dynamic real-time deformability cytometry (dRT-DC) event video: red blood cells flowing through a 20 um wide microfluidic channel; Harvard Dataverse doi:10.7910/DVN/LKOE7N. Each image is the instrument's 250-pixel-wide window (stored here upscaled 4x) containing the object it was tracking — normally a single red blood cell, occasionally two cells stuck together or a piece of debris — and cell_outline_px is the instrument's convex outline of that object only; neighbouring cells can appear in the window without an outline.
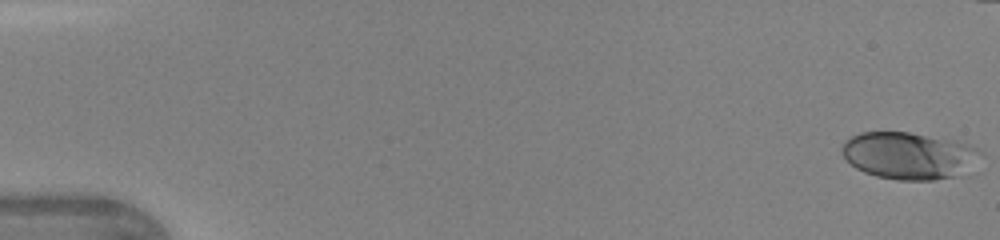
{"species": "human", "species_latin": "Homo sapiens", "temperature_condition": "warm", "stored_images_in_passage": 29, "camera_frame_rate_fps": 3000, "um_per_image_px": 0.085, "donor": {"sex": "female"}, "frame": {"image": 1, "passage_image": 1, "time_ms": 0.0, "image_size_px": [1000, 240], "cell_outline_px": [[984, 152], [952, 176], [932, 180], [896, 180], [876, 176], [864, 172], [856, 168], [844, 156], [844, 140], [860, 132], [908, 132], [952, 140], [976, 148]], "centroid_in_image_um": [77.15, 13.21], "position_along_channel_um": 7.9, "area_um2": 36.76}}
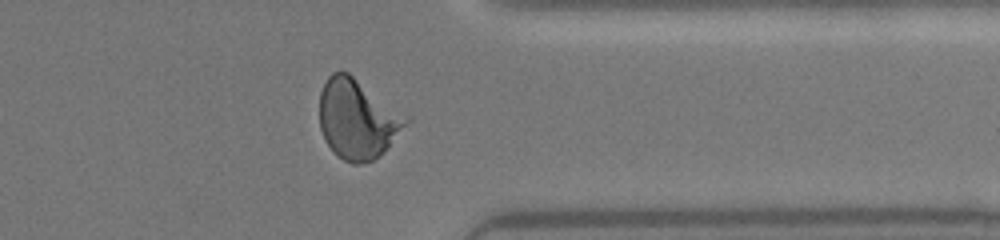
{"frame": {"image": 2, "passage_image": 28, "time_ms": 9.0, "image_size_px": [1000, 240], "cell_outline_px": [[412, 120], [384, 152], [380, 156], [372, 160], [360, 164], [352, 164], [344, 160], [328, 144], [320, 128], [320, 92], [328, 76], [332, 72], [348, 72], [408, 116]], "centroid_in_image_um": [30.41, 10.12], "position_along_channel_um": 381.0, "area_um2": 39.94}}